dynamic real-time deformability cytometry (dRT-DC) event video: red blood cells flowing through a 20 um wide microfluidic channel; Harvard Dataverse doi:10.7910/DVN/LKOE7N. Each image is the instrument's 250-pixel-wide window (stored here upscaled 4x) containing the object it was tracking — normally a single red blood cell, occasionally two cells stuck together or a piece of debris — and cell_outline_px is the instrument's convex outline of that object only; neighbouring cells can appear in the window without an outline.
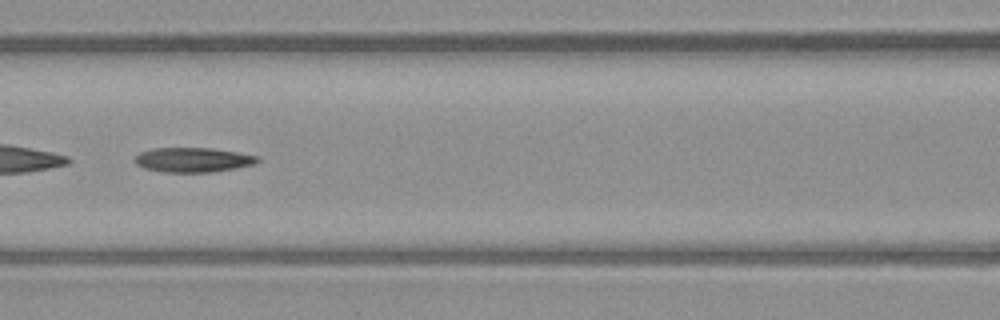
{"species": "common noctule bat (a hibernating species)", "species_latin": "Nyctalus noctula", "temperature_condition": "warm", "stored_images_in_passage": 40, "camera_frame_rate_fps": 3000, "um_per_image_px": 0.085, "animal": {"sex": "male", "body_mass_g": 23.1, "forearm_length_mm": 52.7}, "frame": {"image": 1, "passage_image": 12, "time_ms": 3.667, "image_size_px": [1000, 320], "cell_outline_px": [[260, 160], [256, 164], [236, 168], [212, 172], [164, 172], [144, 168], [136, 164], [136, 156], [140, 152], [152, 148], [212, 148], [260, 156]], "centroid_in_image_um": [16.44, 13.58], "position_along_channel_um": 150.2, "area_um2": 17.63}}
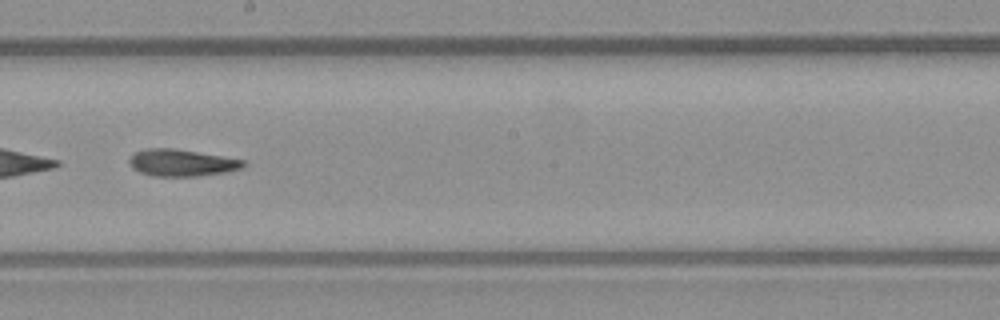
{"frame": {"image": 2, "passage_image": 18, "time_ms": 5.667, "image_size_px": [1000, 320], "cell_outline_px": [[248, 164], [244, 168], [228, 172], [196, 176], [152, 176], [140, 172], [132, 168], [128, 160], [136, 152], [148, 148], [172, 148], [244, 160]], "centroid_in_image_um": [15.47, 13.85], "position_along_channel_um": 232.7, "area_um2": 17.8}}